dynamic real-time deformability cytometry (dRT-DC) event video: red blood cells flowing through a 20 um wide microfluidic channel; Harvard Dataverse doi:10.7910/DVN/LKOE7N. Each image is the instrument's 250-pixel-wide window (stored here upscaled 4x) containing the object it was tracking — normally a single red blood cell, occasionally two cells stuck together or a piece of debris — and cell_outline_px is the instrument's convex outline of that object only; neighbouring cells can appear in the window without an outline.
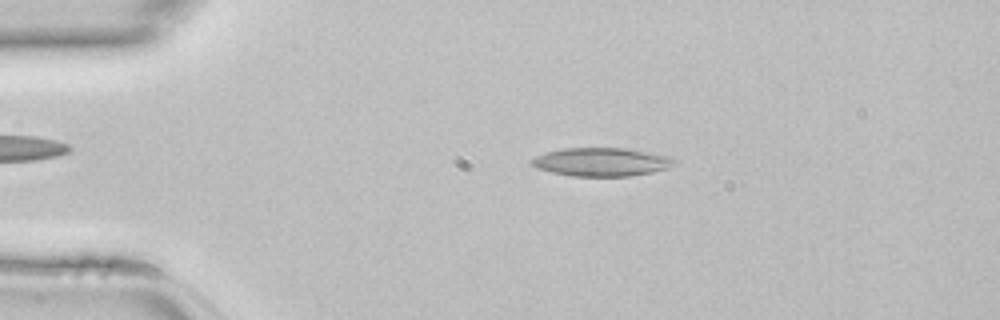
{"species": "common noctule bat (a hibernating species)", "species_latin": "Nyctalus noctula", "temperature_condition": "room temperature", "stored_images_in_passage": 44, "camera_frame_rate_fps": 3000, "um_per_image_px": 0.085, "animal": {"sex": "female", "body_mass_g": 22.7, "forearm_length_mm": 54.2}, "frame": {"image": 1, "passage_image": 8, "time_ms": 2.333, "image_size_px": [1000, 320], "cell_outline_px": [[676, 164], [668, 168], [652, 172], [628, 176], [572, 176], [552, 172], [536, 168], [532, 164], [532, 160], [536, 156], [544, 152], [564, 148], [628, 148], [672, 156], [676, 160]], "centroid_in_image_um": [51.17, 13.76], "position_along_channel_um": 33.8, "area_um2": 23.76}}
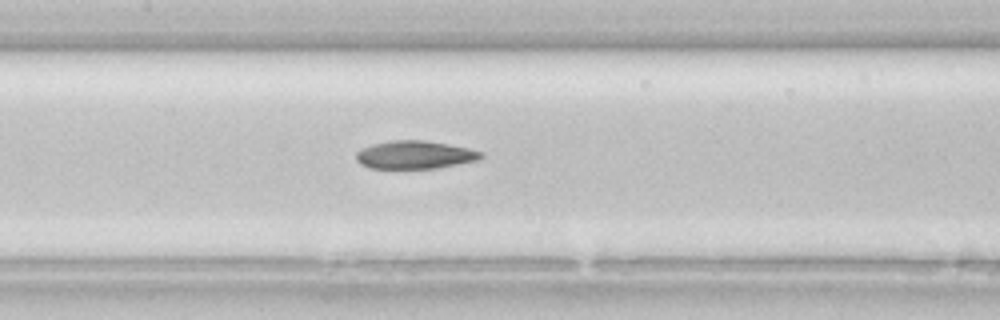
{"frame": {"image": 2, "passage_image": 20, "time_ms": 6.333, "image_size_px": [1000, 320], "cell_outline_px": [[484, 156], [480, 160], [436, 168], [368, 168], [360, 164], [356, 160], [356, 152], [360, 148], [372, 144], [392, 140], [424, 140], [448, 144], [468, 148], [484, 152]], "centroid_in_image_um": [35.26, 13.15], "position_along_channel_um": 172.1, "area_um2": 20.58}}
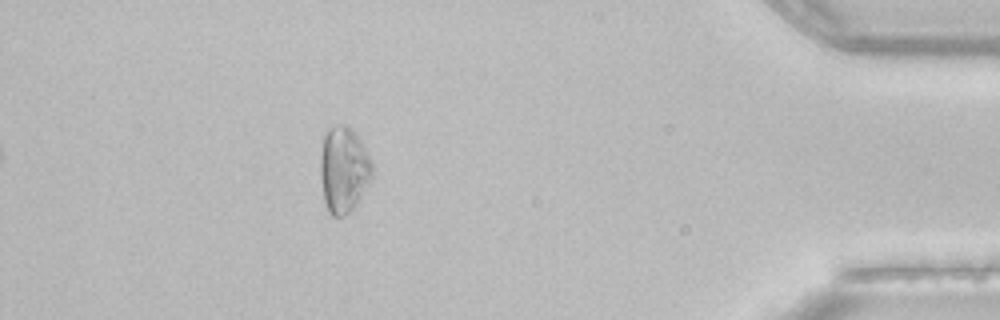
{"frame": {"image": 3, "passage_image": 39, "time_ms": 12.667, "image_size_px": [1000, 320], "cell_outline_px": [[372, 176], [356, 204], [344, 216], [332, 216], [328, 212], [324, 200], [320, 176], [320, 156], [324, 136], [328, 128], [336, 124], [348, 124], [356, 132], [372, 160]], "centroid_in_image_um": [29.2, 14.37], "position_along_channel_um": 406.0, "area_um2": 26.13}}